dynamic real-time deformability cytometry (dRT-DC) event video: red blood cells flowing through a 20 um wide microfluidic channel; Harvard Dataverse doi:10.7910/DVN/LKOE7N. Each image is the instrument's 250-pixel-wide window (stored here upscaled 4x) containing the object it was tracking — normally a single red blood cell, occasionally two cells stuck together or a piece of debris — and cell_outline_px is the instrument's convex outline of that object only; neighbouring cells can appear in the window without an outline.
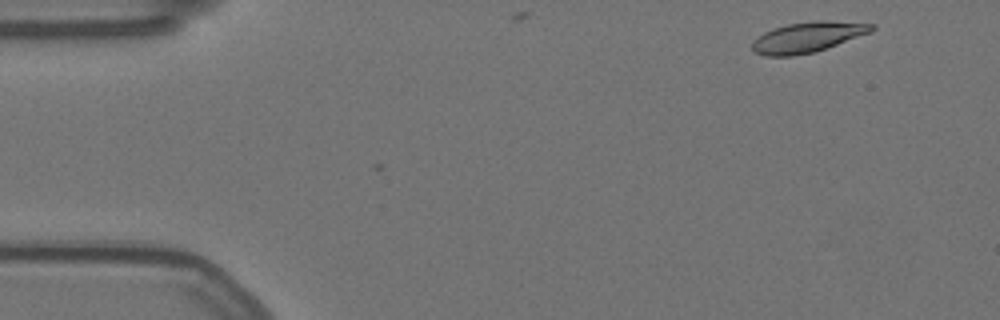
{"species": "Egyptian fruit bat (a non-hibernating species)", "species_latin": "Rousettus aegyptiacus", "temperature_condition": "warm", "stored_images_in_passage": 2, "camera_frame_rate_fps": 3000, "um_per_image_px": 0.085, "animal": {"sex": "female"}, "frame": {"image": 1, "passage_image": 2, "time_ms": 0.333, "image_size_px": [1000, 320], "cell_outline_px": [[876, 28], [872, 32], [816, 52], [792, 56], [764, 56], [752, 52], [752, 40], [756, 36], [764, 32], [788, 24], [812, 20], [824, 20], [876, 24]], "centroid_in_image_um": [68.65, 3.16], "position_along_channel_um": 16.4, "area_um2": 21.5}}